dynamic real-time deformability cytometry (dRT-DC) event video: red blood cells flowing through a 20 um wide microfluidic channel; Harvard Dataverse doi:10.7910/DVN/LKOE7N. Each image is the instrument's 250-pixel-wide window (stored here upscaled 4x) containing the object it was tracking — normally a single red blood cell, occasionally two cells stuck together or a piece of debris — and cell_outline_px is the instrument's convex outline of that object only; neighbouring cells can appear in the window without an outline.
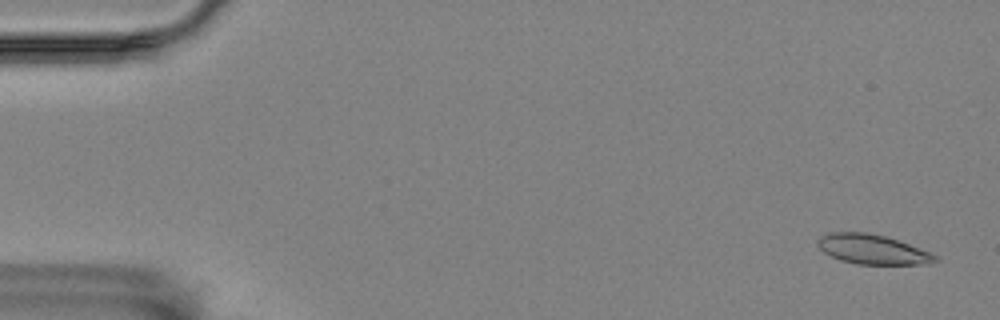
{"species": "Egyptian fruit bat (a non-hibernating species)", "species_latin": "Rousettus aegyptiacus", "temperature_condition": "room temperature", "stored_images_in_passage": 15, "camera_frame_rate_fps": 3000, "um_per_image_px": 0.085, "animal": {"sex": "female"}, "frame": {"image": 1, "passage_image": 1, "time_ms": 0.0, "image_size_px": [1000, 320], "cell_outline_px": [[940, 260], [920, 264], [856, 264], [840, 260], [824, 252], [816, 244], [816, 240], [820, 236], [828, 232], [868, 232], [884, 236], [908, 244], [928, 252], [936, 256]], "centroid_in_image_um": [74.08, 21.18], "position_along_channel_um": 10.9, "area_um2": 20.06}}